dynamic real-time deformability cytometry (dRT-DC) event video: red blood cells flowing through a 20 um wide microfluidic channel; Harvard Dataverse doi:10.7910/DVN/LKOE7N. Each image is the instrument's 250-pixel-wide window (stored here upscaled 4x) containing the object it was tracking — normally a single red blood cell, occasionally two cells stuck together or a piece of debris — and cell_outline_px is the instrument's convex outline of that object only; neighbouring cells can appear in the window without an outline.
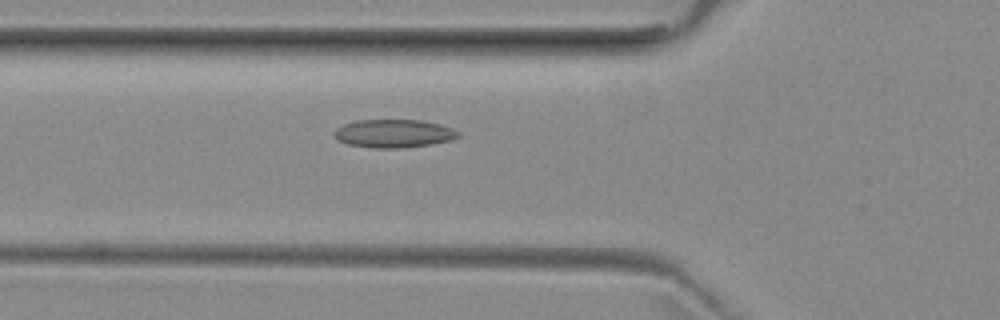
{"species": "common noctule bat (a hibernating species)", "species_latin": "Nyctalus noctula", "temperature_condition": "room temperature", "stored_images_in_passage": 38, "camera_frame_rate_fps": 3000, "um_per_image_px": 0.085, "animal": {"sex": "female", "body_mass_g": 29.2, "forearm_length_mm": 56.3}, "frame": {"image": 1, "passage_image": 11, "time_ms": 3.333, "image_size_px": [1000, 320], "cell_outline_px": [[460, 136], [452, 140], [432, 144], [404, 148], [372, 148], [348, 144], [340, 140], [336, 136], [336, 128], [344, 124], [356, 120], [420, 120], [440, 124], [452, 128], [460, 132]], "centroid_in_image_um": [33.53, 11.35], "position_along_channel_um": 92.3, "area_um2": 20.35}}
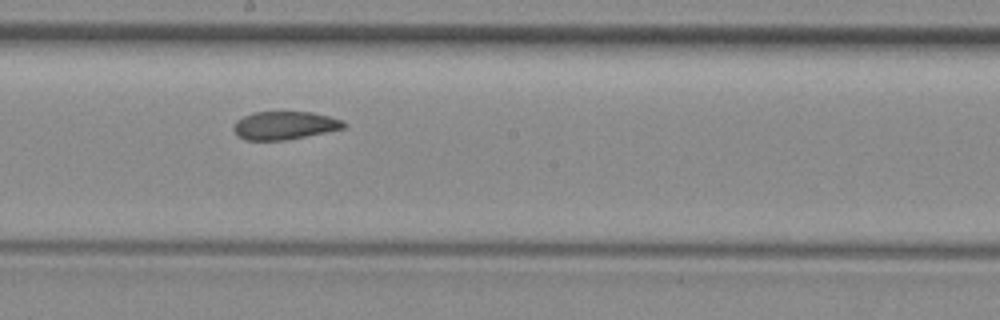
{"frame": {"image": 2, "passage_image": 21, "time_ms": 6.667, "image_size_px": [1000, 320], "cell_outline_px": [[348, 124], [344, 128], [284, 140], [244, 140], [236, 136], [232, 128], [236, 120], [252, 112], [312, 112], [344, 120]], "centroid_in_image_um": [24.15, 10.66], "position_along_channel_um": 224.1, "area_um2": 18.09}}
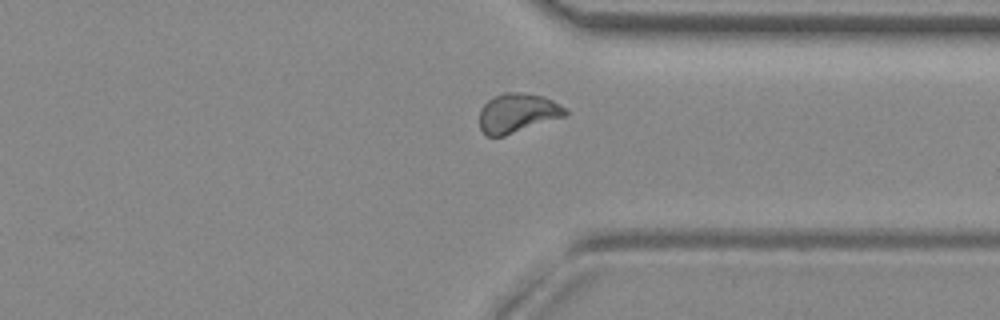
{"frame": {"image": 3, "passage_image": 32, "time_ms": 10.333, "image_size_px": [1000, 320], "cell_outline_px": [[568, 112], [564, 116], [504, 136], [488, 136], [480, 128], [480, 108], [488, 100], [504, 92], [520, 92], [544, 96], [552, 100], [564, 108]], "centroid_in_image_um": [43.96, 9.6], "position_along_channel_um": 367.4, "area_um2": 19.36}, "authors_computed_cell_mechanics": {"area_um2": 19.2185, "velocity_mm_per_s": 3.942, "shape_relaxation_time_tau1_ms": null, "shape_relaxation_time_tau2_ms": 2.0422, "deformation_change_tau1": null, "deformation_change_tau2": 0.0704}}